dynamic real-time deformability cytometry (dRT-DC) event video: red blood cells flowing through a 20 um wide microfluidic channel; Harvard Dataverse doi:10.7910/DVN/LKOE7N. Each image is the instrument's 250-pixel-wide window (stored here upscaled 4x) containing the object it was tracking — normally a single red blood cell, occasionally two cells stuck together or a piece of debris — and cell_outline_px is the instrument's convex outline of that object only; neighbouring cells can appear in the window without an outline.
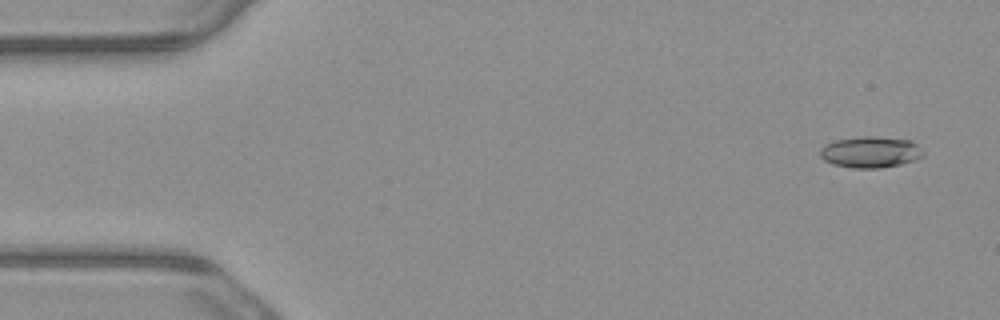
{"species": "common noctule bat (a hibernating species)", "species_latin": "Nyctalus noctula", "temperature_condition": "warm", "stored_images_in_passage": 7, "camera_frame_rate_fps": 3000, "um_per_image_px": 0.085, "animal": {"sex": "male", "body_mass_g": 23.1, "forearm_length_mm": 52.7}, "frame": {"image": 1, "passage_image": 1, "time_ms": 0.0, "image_size_px": [1000, 320], "cell_outline_px": [[924, 156], [900, 164], [880, 168], [852, 168], [832, 164], [824, 160], [820, 156], [820, 148], [824, 144], [836, 140], [864, 136], [872, 136], [912, 140], [924, 152]], "centroid_in_image_um": [73.97, 12.92], "position_along_channel_um": 11.0, "area_um2": 18.79}}
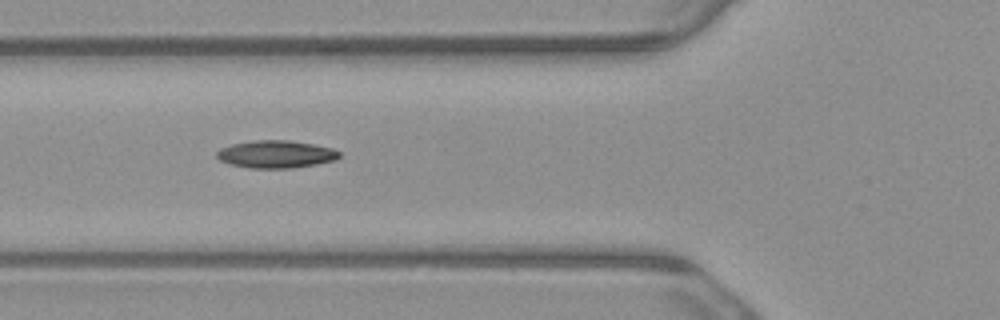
{"frame": {"image": 2, "passage_image": 6, "time_ms": 1.667, "image_size_px": [1000, 320], "cell_outline_px": [[340, 156], [336, 160], [316, 164], [292, 168], [248, 168], [232, 164], [220, 160], [216, 156], [216, 152], [220, 148], [232, 144], [256, 140], [288, 140], [312, 144], [332, 148], [340, 152]], "centroid_in_image_um": [23.46, 13.11], "position_along_channel_um": 102.3, "area_um2": 19.59}}
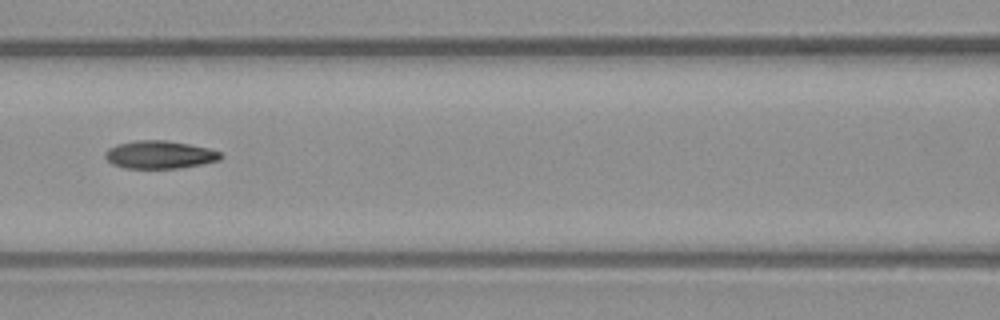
{"frame": {"image": 3, "passage_image": 7, "time_ms": 2.0, "image_size_px": [1000, 320], "cell_outline_px": [[224, 156], [220, 160], [180, 168], [124, 168], [112, 164], [104, 156], [104, 152], [108, 148], [116, 144], [136, 140], [168, 140], [208, 148], [220, 152]], "centroid_in_image_um": [13.55, 13.14], "position_along_channel_um": 153.1, "area_um2": 18.84}}